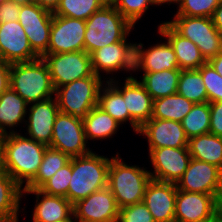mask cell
Wrapping results in <instances>:
<instances>
[{
	"mask_svg": "<svg viewBox=\"0 0 222 222\" xmlns=\"http://www.w3.org/2000/svg\"><path fill=\"white\" fill-rule=\"evenodd\" d=\"M47 147L19 132L1 136L2 171L24 189L36 177Z\"/></svg>",
	"mask_w": 222,
	"mask_h": 222,
	"instance_id": "1",
	"label": "cell"
},
{
	"mask_svg": "<svg viewBox=\"0 0 222 222\" xmlns=\"http://www.w3.org/2000/svg\"><path fill=\"white\" fill-rule=\"evenodd\" d=\"M144 166L128 165L117 152L112 156L107 187L115 197L120 208L142 202L148 183L152 180L150 170Z\"/></svg>",
	"mask_w": 222,
	"mask_h": 222,
	"instance_id": "2",
	"label": "cell"
},
{
	"mask_svg": "<svg viewBox=\"0 0 222 222\" xmlns=\"http://www.w3.org/2000/svg\"><path fill=\"white\" fill-rule=\"evenodd\" d=\"M110 161L111 158L93 151L84 156L72 157V177L66 199L75 204L107 187Z\"/></svg>",
	"mask_w": 222,
	"mask_h": 222,
	"instance_id": "3",
	"label": "cell"
},
{
	"mask_svg": "<svg viewBox=\"0 0 222 222\" xmlns=\"http://www.w3.org/2000/svg\"><path fill=\"white\" fill-rule=\"evenodd\" d=\"M10 88L28 104L55 96L49 68L43 58L10 64Z\"/></svg>",
	"mask_w": 222,
	"mask_h": 222,
	"instance_id": "4",
	"label": "cell"
},
{
	"mask_svg": "<svg viewBox=\"0 0 222 222\" xmlns=\"http://www.w3.org/2000/svg\"><path fill=\"white\" fill-rule=\"evenodd\" d=\"M85 22L84 44L85 51L89 55L106 45L122 41L128 34H132L130 32L134 27L110 1L93 13Z\"/></svg>",
	"mask_w": 222,
	"mask_h": 222,
	"instance_id": "5",
	"label": "cell"
},
{
	"mask_svg": "<svg viewBox=\"0 0 222 222\" xmlns=\"http://www.w3.org/2000/svg\"><path fill=\"white\" fill-rule=\"evenodd\" d=\"M105 82L94 73L71 83L58 87L55 98L61 113L84 119L87 114L98 105L100 87Z\"/></svg>",
	"mask_w": 222,
	"mask_h": 222,
	"instance_id": "6",
	"label": "cell"
},
{
	"mask_svg": "<svg viewBox=\"0 0 222 222\" xmlns=\"http://www.w3.org/2000/svg\"><path fill=\"white\" fill-rule=\"evenodd\" d=\"M166 22L178 34L196 44L207 62L222 51V34L210 17L174 15Z\"/></svg>",
	"mask_w": 222,
	"mask_h": 222,
	"instance_id": "7",
	"label": "cell"
},
{
	"mask_svg": "<svg viewBox=\"0 0 222 222\" xmlns=\"http://www.w3.org/2000/svg\"><path fill=\"white\" fill-rule=\"evenodd\" d=\"M54 89L93 74L91 56L84 51L45 54Z\"/></svg>",
	"mask_w": 222,
	"mask_h": 222,
	"instance_id": "8",
	"label": "cell"
},
{
	"mask_svg": "<svg viewBox=\"0 0 222 222\" xmlns=\"http://www.w3.org/2000/svg\"><path fill=\"white\" fill-rule=\"evenodd\" d=\"M127 37L129 34L122 41L106 45L90 54L91 66L95 75L102 78L103 72L107 75L112 74L111 78L110 76L105 78L106 81H112L116 79V77H112L113 72L114 74L122 71L134 72L135 43L128 42Z\"/></svg>",
	"mask_w": 222,
	"mask_h": 222,
	"instance_id": "9",
	"label": "cell"
},
{
	"mask_svg": "<svg viewBox=\"0 0 222 222\" xmlns=\"http://www.w3.org/2000/svg\"><path fill=\"white\" fill-rule=\"evenodd\" d=\"M83 120L59 112L53 125L51 148L60 150L70 158L84 156L92 152L87 146Z\"/></svg>",
	"mask_w": 222,
	"mask_h": 222,
	"instance_id": "10",
	"label": "cell"
},
{
	"mask_svg": "<svg viewBox=\"0 0 222 222\" xmlns=\"http://www.w3.org/2000/svg\"><path fill=\"white\" fill-rule=\"evenodd\" d=\"M53 13L36 3L21 5L18 22L23 26L32 50L42 58L48 50Z\"/></svg>",
	"mask_w": 222,
	"mask_h": 222,
	"instance_id": "11",
	"label": "cell"
},
{
	"mask_svg": "<svg viewBox=\"0 0 222 222\" xmlns=\"http://www.w3.org/2000/svg\"><path fill=\"white\" fill-rule=\"evenodd\" d=\"M218 200L210 194L177 189L175 222H217Z\"/></svg>",
	"mask_w": 222,
	"mask_h": 222,
	"instance_id": "12",
	"label": "cell"
},
{
	"mask_svg": "<svg viewBox=\"0 0 222 222\" xmlns=\"http://www.w3.org/2000/svg\"><path fill=\"white\" fill-rule=\"evenodd\" d=\"M149 151L153 172L151 178L156 181L175 183L182 178L192 159L188 148L163 147Z\"/></svg>",
	"mask_w": 222,
	"mask_h": 222,
	"instance_id": "13",
	"label": "cell"
},
{
	"mask_svg": "<svg viewBox=\"0 0 222 222\" xmlns=\"http://www.w3.org/2000/svg\"><path fill=\"white\" fill-rule=\"evenodd\" d=\"M86 22L81 19L53 15L46 54L84 51Z\"/></svg>",
	"mask_w": 222,
	"mask_h": 222,
	"instance_id": "14",
	"label": "cell"
},
{
	"mask_svg": "<svg viewBox=\"0 0 222 222\" xmlns=\"http://www.w3.org/2000/svg\"><path fill=\"white\" fill-rule=\"evenodd\" d=\"M73 215L77 222H118L119 207L105 187L73 204Z\"/></svg>",
	"mask_w": 222,
	"mask_h": 222,
	"instance_id": "15",
	"label": "cell"
},
{
	"mask_svg": "<svg viewBox=\"0 0 222 222\" xmlns=\"http://www.w3.org/2000/svg\"><path fill=\"white\" fill-rule=\"evenodd\" d=\"M176 185L178 190L210 194L218 200L222 186V170L192 158Z\"/></svg>",
	"mask_w": 222,
	"mask_h": 222,
	"instance_id": "16",
	"label": "cell"
},
{
	"mask_svg": "<svg viewBox=\"0 0 222 222\" xmlns=\"http://www.w3.org/2000/svg\"><path fill=\"white\" fill-rule=\"evenodd\" d=\"M29 106L25 122L27 131L25 136L28 134L27 137L32 140L50 146L53 125L57 114L60 112L55 96L44 101L29 104Z\"/></svg>",
	"mask_w": 222,
	"mask_h": 222,
	"instance_id": "17",
	"label": "cell"
},
{
	"mask_svg": "<svg viewBox=\"0 0 222 222\" xmlns=\"http://www.w3.org/2000/svg\"><path fill=\"white\" fill-rule=\"evenodd\" d=\"M40 58L33 50L18 21L0 23V59L7 63L29 62Z\"/></svg>",
	"mask_w": 222,
	"mask_h": 222,
	"instance_id": "18",
	"label": "cell"
},
{
	"mask_svg": "<svg viewBox=\"0 0 222 222\" xmlns=\"http://www.w3.org/2000/svg\"><path fill=\"white\" fill-rule=\"evenodd\" d=\"M137 134L146 137L149 150L163 147L188 148L189 138L181 122L151 118L140 127Z\"/></svg>",
	"mask_w": 222,
	"mask_h": 222,
	"instance_id": "19",
	"label": "cell"
},
{
	"mask_svg": "<svg viewBox=\"0 0 222 222\" xmlns=\"http://www.w3.org/2000/svg\"><path fill=\"white\" fill-rule=\"evenodd\" d=\"M160 43L151 45L147 49L143 43L135 42V58H134V73L143 72H159L163 70L179 69L178 60L169 41L162 34ZM162 37L163 41L162 42Z\"/></svg>",
	"mask_w": 222,
	"mask_h": 222,
	"instance_id": "20",
	"label": "cell"
},
{
	"mask_svg": "<svg viewBox=\"0 0 222 222\" xmlns=\"http://www.w3.org/2000/svg\"><path fill=\"white\" fill-rule=\"evenodd\" d=\"M123 81L110 82L122 93L130 117L141 127L152 118L153 99L134 75Z\"/></svg>",
	"mask_w": 222,
	"mask_h": 222,
	"instance_id": "21",
	"label": "cell"
},
{
	"mask_svg": "<svg viewBox=\"0 0 222 222\" xmlns=\"http://www.w3.org/2000/svg\"><path fill=\"white\" fill-rule=\"evenodd\" d=\"M175 183L151 180L145 190L143 202L155 222H175Z\"/></svg>",
	"mask_w": 222,
	"mask_h": 222,
	"instance_id": "22",
	"label": "cell"
},
{
	"mask_svg": "<svg viewBox=\"0 0 222 222\" xmlns=\"http://www.w3.org/2000/svg\"><path fill=\"white\" fill-rule=\"evenodd\" d=\"M25 194L36 197L32 222H58L73 214V204L65 197L49 195L39 189H23L22 197H26Z\"/></svg>",
	"mask_w": 222,
	"mask_h": 222,
	"instance_id": "23",
	"label": "cell"
},
{
	"mask_svg": "<svg viewBox=\"0 0 222 222\" xmlns=\"http://www.w3.org/2000/svg\"><path fill=\"white\" fill-rule=\"evenodd\" d=\"M158 33L167 39L178 60L180 70L199 69L207 61L191 40L178 34L166 21L158 26Z\"/></svg>",
	"mask_w": 222,
	"mask_h": 222,
	"instance_id": "24",
	"label": "cell"
},
{
	"mask_svg": "<svg viewBox=\"0 0 222 222\" xmlns=\"http://www.w3.org/2000/svg\"><path fill=\"white\" fill-rule=\"evenodd\" d=\"M28 106L29 104L11 88L0 95V136L17 133L15 127L25 125Z\"/></svg>",
	"mask_w": 222,
	"mask_h": 222,
	"instance_id": "25",
	"label": "cell"
},
{
	"mask_svg": "<svg viewBox=\"0 0 222 222\" xmlns=\"http://www.w3.org/2000/svg\"><path fill=\"white\" fill-rule=\"evenodd\" d=\"M23 188L7 173H0V222H18Z\"/></svg>",
	"mask_w": 222,
	"mask_h": 222,
	"instance_id": "26",
	"label": "cell"
},
{
	"mask_svg": "<svg viewBox=\"0 0 222 222\" xmlns=\"http://www.w3.org/2000/svg\"><path fill=\"white\" fill-rule=\"evenodd\" d=\"M98 106L110 114L121 126L129 122L137 134L140 126L130 117L122 93L110 82L105 81L100 87Z\"/></svg>",
	"mask_w": 222,
	"mask_h": 222,
	"instance_id": "27",
	"label": "cell"
},
{
	"mask_svg": "<svg viewBox=\"0 0 222 222\" xmlns=\"http://www.w3.org/2000/svg\"><path fill=\"white\" fill-rule=\"evenodd\" d=\"M188 150L195 160L207 162L222 170V137L206 133L189 138Z\"/></svg>",
	"mask_w": 222,
	"mask_h": 222,
	"instance_id": "28",
	"label": "cell"
},
{
	"mask_svg": "<svg viewBox=\"0 0 222 222\" xmlns=\"http://www.w3.org/2000/svg\"><path fill=\"white\" fill-rule=\"evenodd\" d=\"M121 125L106 111L96 105L83 119L85 136L88 140H105L112 138Z\"/></svg>",
	"mask_w": 222,
	"mask_h": 222,
	"instance_id": "29",
	"label": "cell"
},
{
	"mask_svg": "<svg viewBox=\"0 0 222 222\" xmlns=\"http://www.w3.org/2000/svg\"><path fill=\"white\" fill-rule=\"evenodd\" d=\"M180 69L143 73L139 82L145 87L153 100L177 93Z\"/></svg>",
	"mask_w": 222,
	"mask_h": 222,
	"instance_id": "30",
	"label": "cell"
},
{
	"mask_svg": "<svg viewBox=\"0 0 222 222\" xmlns=\"http://www.w3.org/2000/svg\"><path fill=\"white\" fill-rule=\"evenodd\" d=\"M193 105V102L178 93L159 98L153 100L152 118L181 122Z\"/></svg>",
	"mask_w": 222,
	"mask_h": 222,
	"instance_id": "31",
	"label": "cell"
},
{
	"mask_svg": "<svg viewBox=\"0 0 222 222\" xmlns=\"http://www.w3.org/2000/svg\"><path fill=\"white\" fill-rule=\"evenodd\" d=\"M69 161L70 157L67 154L48 146L36 177L24 189H39Z\"/></svg>",
	"mask_w": 222,
	"mask_h": 222,
	"instance_id": "32",
	"label": "cell"
},
{
	"mask_svg": "<svg viewBox=\"0 0 222 222\" xmlns=\"http://www.w3.org/2000/svg\"><path fill=\"white\" fill-rule=\"evenodd\" d=\"M177 93L196 103H207L208 95L198 69L181 70Z\"/></svg>",
	"mask_w": 222,
	"mask_h": 222,
	"instance_id": "33",
	"label": "cell"
},
{
	"mask_svg": "<svg viewBox=\"0 0 222 222\" xmlns=\"http://www.w3.org/2000/svg\"><path fill=\"white\" fill-rule=\"evenodd\" d=\"M108 2L109 0H60L53 15L86 21Z\"/></svg>",
	"mask_w": 222,
	"mask_h": 222,
	"instance_id": "34",
	"label": "cell"
},
{
	"mask_svg": "<svg viewBox=\"0 0 222 222\" xmlns=\"http://www.w3.org/2000/svg\"><path fill=\"white\" fill-rule=\"evenodd\" d=\"M188 138L210 133V106L207 103H196L181 121Z\"/></svg>",
	"mask_w": 222,
	"mask_h": 222,
	"instance_id": "35",
	"label": "cell"
},
{
	"mask_svg": "<svg viewBox=\"0 0 222 222\" xmlns=\"http://www.w3.org/2000/svg\"><path fill=\"white\" fill-rule=\"evenodd\" d=\"M116 10L135 28L150 6H160L156 0H109Z\"/></svg>",
	"mask_w": 222,
	"mask_h": 222,
	"instance_id": "36",
	"label": "cell"
},
{
	"mask_svg": "<svg viewBox=\"0 0 222 222\" xmlns=\"http://www.w3.org/2000/svg\"><path fill=\"white\" fill-rule=\"evenodd\" d=\"M72 177V158L60 168L39 190L55 196L65 197L68 193L69 183Z\"/></svg>",
	"mask_w": 222,
	"mask_h": 222,
	"instance_id": "37",
	"label": "cell"
},
{
	"mask_svg": "<svg viewBox=\"0 0 222 222\" xmlns=\"http://www.w3.org/2000/svg\"><path fill=\"white\" fill-rule=\"evenodd\" d=\"M221 0H179L175 15L210 17Z\"/></svg>",
	"mask_w": 222,
	"mask_h": 222,
	"instance_id": "38",
	"label": "cell"
},
{
	"mask_svg": "<svg viewBox=\"0 0 222 222\" xmlns=\"http://www.w3.org/2000/svg\"><path fill=\"white\" fill-rule=\"evenodd\" d=\"M198 70L207 90L208 102L222 101V76L209 62L203 64Z\"/></svg>",
	"mask_w": 222,
	"mask_h": 222,
	"instance_id": "39",
	"label": "cell"
},
{
	"mask_svg": "<svg viewBox=\"0 0 222 222\" xmlns=\"http://www.w3.org/2000/svg\"><path fill=\"white\" fill-rule=\"evenodd\" d=\"M118 222H155L142 201L119 209Z\"/></svg>",
	"mask_w": 222,
	"mask_h": 222,
	"instance_id": "40",
	"label": "cell"
},
{
	"mask_svg": "<svg viewBox=\"0 0 222 222\" xmlns=\"http://www.w3.org/2000/svg\"><path fill=\"white\" fill-rule=\"evenodd\" d=\"M210 106V133L222 137V101L211 102Z\"/></svg>",
	"mask_w": 222,
	"mask_h": 222,
	"instance_id": "41",
	"label": "cell"
},
{
	"mask_svg": "<svg viewBox=\"0 0 222 222\" xmlns=\"http://www.w3.org/2000/svg\"><path fill=\"white\" fill-rule=\"evenodd\" d=\"M20 4L13 1H5L0 5V23H8L10 21H18L20 13Z\"/></svg>",
	"mask_w": 222,
	"mask_h": 222,
	"instance_id": "42",
	"label": "cell"
},
{
	"mask_svg": "<svg viewBox=\"0 0 222 222\" xmlns=\"http://www.w3.org/2000/svg\"><path fill=\"white\" fill-rule=\"evenodd\" d=\"M10 88V63L0 59V95Z\"/></svg>",
	"mask_w": 222,
	"mask_h": 222,
	"instance_id": "43",
	"label": "cell"
},
{
	"mask_svg": "<svg viewBox=\"0 0 222 222\" xmlns=\"http://www.w3.org/2000/svg\"><path fill=\"white\" fill-rule=\"evenodd\" d=\"M211 19L216 29L222 34V0L215 8Z\"/></svg>",
	"mask_w": 222,
	"mask_h": 222,
	"instance_id": "44",
	"label": "cell"
},
{
	"mask_svg": "<svg viewBox=\"0 0 222 222\" xmlns=\"http://www.w3.org/2000/svg\"><path fill=\"white\" fill-rule=\"evenodd\" d=\"M59 1L60 0H35L34 3L53 13L59 4Z\"/></svg>",
	"mask_w": 222,
	"mask_h": 222,
	"instance_id": "45",
	"label": "cell"
},
{
	"mask_svg": "<svg viewBox=\"0 0 222 222\" xmlns=\"http://www.w3.org/2000/svg\"><path fill=\"white\" fill-rule=\"evenodd\" d=\"M213 68L222 76V51L208 61Z\"/></svg>",
	"mask_w": 222,
	"mask_h": 222,
	"instance_id": "46",
	"label": "cell"
},
{
	"mask_svg": "<svg viewBox=\"0 0 222 222\" xmlns=\"http://www.w3.org/2000/svg\"><path fill=\"white\" fill-rule=\"evenodd\" d=\"M160 6L167 4L170 6V4H176L179 0H156Z\"/></svg>",
	"mask_w": 222,
	"mask_h": 222,
	"instance_id": "47",
	"label": "cell"
},
{
	"mask_svg": "<svg viewBox=\"0 0 222 222\" xmlns=\"http://www.w3.org/2000/svg\"><path fill=\"white\" fill-rule=\"evenodd\" d=\"M218 210H219L220 216H222V186H221L220 195L218 197Z\"/></svg>",
	"mask_w": 222,
	"mask_h": 222,
	"instance_id": "48",
	"label": "cell"
},
{
	"mask_svg": "<svg viewBox=\"0 0 222 222\" xmlns=\"http://www.w3.org/2000/svg\"><path fill=\"white\" fill-rule=\"evenodd\" d=\"M15 2L16 4H20V5H24V4H30V3H34L35 0H10Z\"/></svg>",
	"mask_w": 222,
	"mask_h": 222,
	"instance_id": "49",
	"label": "cell"
},
{
	"mask_svg": "<svg viewBox=\"0 0 222 222\" xmlns=\"http://www.w3.org/2000/svg\"><path fill=\"white\" fill-rule=\"evenodd\" d=\"M58 222H76L74 215L72 214L68 219L60 220Z\"/></svg>",
	"mask_w": 222,
	"mask_h": 222,
	"instance_id": "50",
	"label": "cell"
},
{
	"mask_svg": "<svg viewBox=\"0 0 222 222\" xmlns=\"http://www.w3.org/2000/svg\"><path fill=\"white\" fill-rule=\"evenodd\" d=\"M0 171H2L1 169V136H0Z\"/></svg>",
	"mask_w": 222,
	"mask_h": 222,
	"instance_id": "51",
	"label": "cell"
},
{
	"mask_svg": "<svg viewBox=\"0 0 222 222\" xmlns=\"http://www.w3.org/2000/svg\"><path fill=\"white\" fill-rule=\"evenodd\" d=\"M5 1H8V0H0V5H1L2 3H4Z\"/></svg>",
	"mask_w": 222,
	"mask_h": 222,
	"instance_id": "52",
	"label": "cell"
},
{
	"mask_svg": "<svg viewBox=\"0 0 222 222\" xmlns=\"http://www.w3.org/2000/svg\"><path fill=\"white\" fill-rule=\"evenodd\" d=\"M217 222H222V216H220Z\"/></svg>",
	"mask_w": 222,
	"mask_h": 222,
	"instance_id": "53",
	"label": "cell"
}]
</instances>
